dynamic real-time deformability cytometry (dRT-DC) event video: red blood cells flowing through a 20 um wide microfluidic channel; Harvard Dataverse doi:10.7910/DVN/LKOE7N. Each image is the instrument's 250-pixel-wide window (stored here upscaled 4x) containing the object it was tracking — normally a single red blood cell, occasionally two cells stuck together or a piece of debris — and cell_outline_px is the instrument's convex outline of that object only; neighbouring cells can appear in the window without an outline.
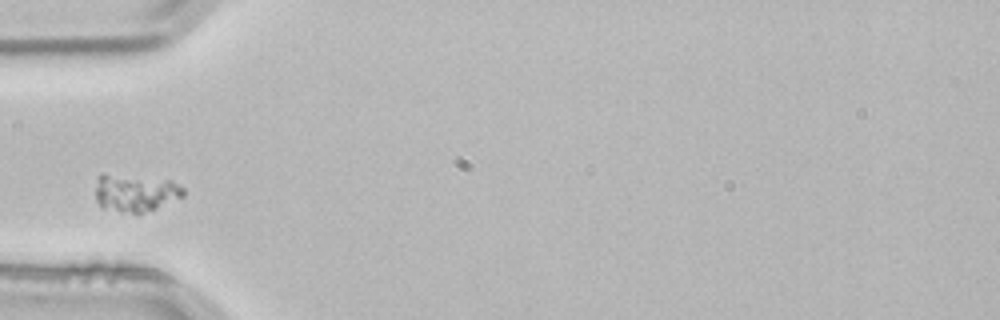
{"species": "common noctule bat (a hibernating species)", "species_latin": "Nyctalus noctula", "temperature_condition": "room temperature", "stored_images_in_passage": 1, "camera_frame_rate_fps": 3000, "um_per_image_px": 0.085, "animal": {"sex": "male", "body_mass_g": 21.5, "forearm_length_mm": 52.0}, "frame": {"image": 1, "passage_image": 1, "time_ms": 0.0, "image_size_px": [1000, 320], "cell_outline_px": [[184, 196], [156, 208], [140, 212], [120, 212], [100, 208], [96, 200], [96, 176], [100, 172], [104, 172], [172, 180], [184, 188]], "centroid_in_image_um": [11.44, 16.35], "position_along_channel_um": 73.6, "area_um2": 19.59}}